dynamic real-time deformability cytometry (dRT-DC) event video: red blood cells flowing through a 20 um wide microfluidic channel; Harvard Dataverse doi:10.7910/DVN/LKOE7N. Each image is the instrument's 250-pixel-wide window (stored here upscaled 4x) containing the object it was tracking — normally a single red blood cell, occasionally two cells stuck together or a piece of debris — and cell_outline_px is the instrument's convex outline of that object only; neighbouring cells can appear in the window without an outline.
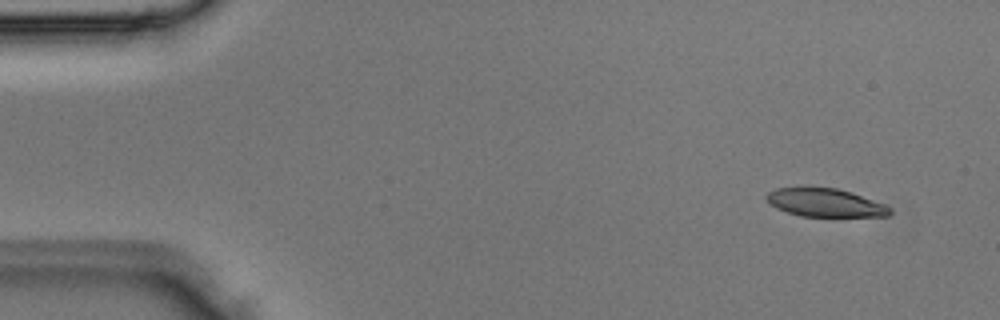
{"species": "Egyptian fruit bat (a non-hibernating species)", "species_latin": "Rousettus aegyptiacus", "temperature_condition": "room temperature", "stored_images_in_passage": 4, "camera_frame_rate_fps": 3000, "um_per_image_px": 0.085, "animal": {"sex": "male"}, "frame": {"image": 1, "passage_image": 1, "time_ms": 0.0, "image_size_px": [1000, 320], "cell_outline_px": [[892, 212], [888, 216], [800, 216], [776, 208], [764, 196], [768, 192], [776, 188], [836, 188], [852, 192], [884, 204], [892, 208]], "centroid_in_image_um": [70.16, 17.23], "position_along_channel_um": 14.8, "area_um2": 20.06}}
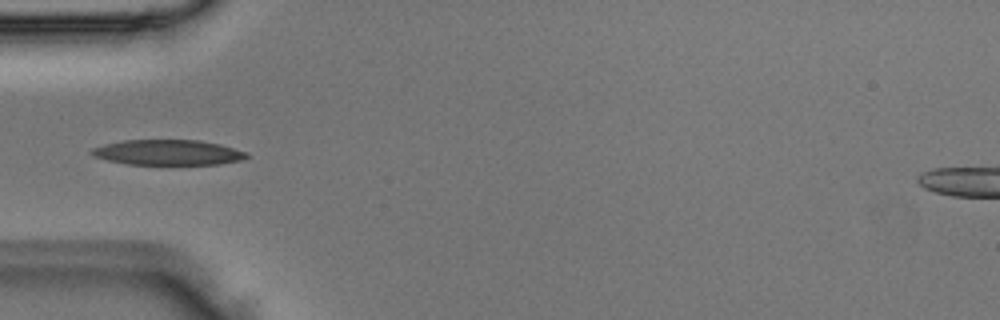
{"frame": {"image": 2, "passage_image": 4, "time_ms": 1.0, "image_size_px": [1000, 320], "cell_outline_px": [[248, 156], [240, 160], [220, 164], [128, 164], [108, 160], [92, 156], [88, 152], [92, 148], [104, 144], [124, 140], [200, 140], [220, 144], [248, 152]], "centroid_in_image_um": [14.25, 12.95], "position_along_channel_um": 70.7, "area_um2": 22.83}}